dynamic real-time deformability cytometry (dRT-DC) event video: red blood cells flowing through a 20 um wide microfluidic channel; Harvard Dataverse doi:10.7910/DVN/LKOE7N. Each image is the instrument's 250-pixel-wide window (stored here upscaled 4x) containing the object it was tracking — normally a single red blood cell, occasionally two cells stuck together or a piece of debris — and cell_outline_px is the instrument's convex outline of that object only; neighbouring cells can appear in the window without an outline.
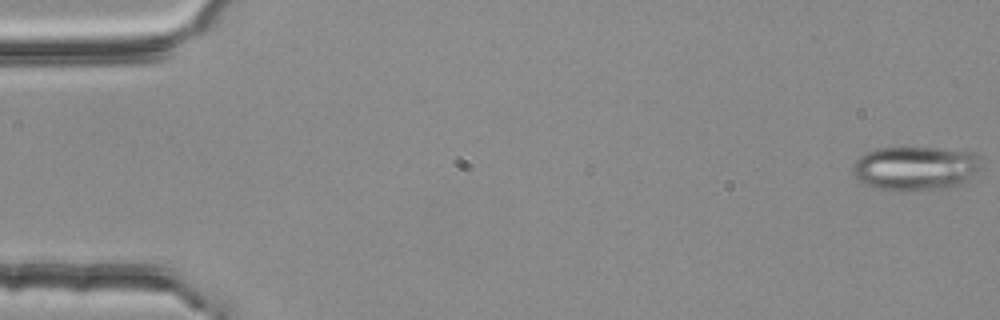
{"species": "common noctule bat (a hibernating species)", "species_latin": "Nyctalus noctula", "temperature_condition": "room temperature", "stored_images_in_passage": 5, "camera_frame_rate_fps": 3000, "um_per_image_px": 0.085, "animal": {"sex": "female", "body_mass_g": 25.1}, "frame": {"image": 1, "passage_image": 1, "time_ms": 0.0, "image_size_px": [1000, 320], "cell_outline_px": [[984, 160], [980, 168], [964, 184], [948, 188], [904, 192], [876, 188], [860, 180], [852, 172], [852, 168], [856, 160], [864, 152], [876, 148], [936, 148], [976, 152]], "centroid_in_image_um": [77.87, 14.31], "position_along_channel_um": 7.1, "area_um2": 33.58}}